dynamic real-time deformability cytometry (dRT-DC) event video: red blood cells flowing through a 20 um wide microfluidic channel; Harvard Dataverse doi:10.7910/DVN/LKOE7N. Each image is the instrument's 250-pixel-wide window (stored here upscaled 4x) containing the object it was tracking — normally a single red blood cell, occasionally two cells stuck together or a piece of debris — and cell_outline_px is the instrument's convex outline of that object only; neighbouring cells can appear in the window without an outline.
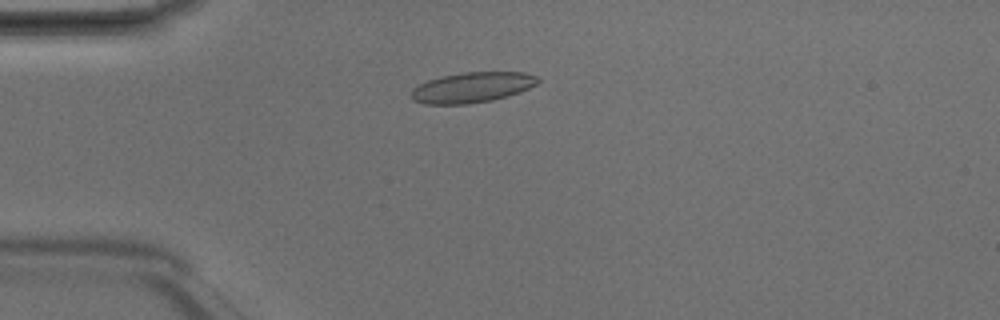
{"species": "Egyptian fruit bat (a non-hibernating species)", "species_latin": "Rousettus aegyptiacus", "temperature_condition": "room temperature", "stored_images_in_passage": 49, "camera_frame_rate_fps": 3000, "um_per_image_px": 0.085, "animal": {"sex": "male"}, "frame": {"image": 1, "passage_image": 13, "time_ms": 4.0, "image_size_px": [1000, 320], "cell_outline_px": [[540, 80], [536, 84], [520, 92], [508, 96], [492, 100], [468, 104], [424, 104], [412, 100], [408, 96], [412, 88], [428, 80], [444, 76], [464, 72], [524, 72], [536, 76]], "centroid_in_image_um": [40.09, 7.44], "position_along_channel_um": 44.9, "area_um2": 22.48}}
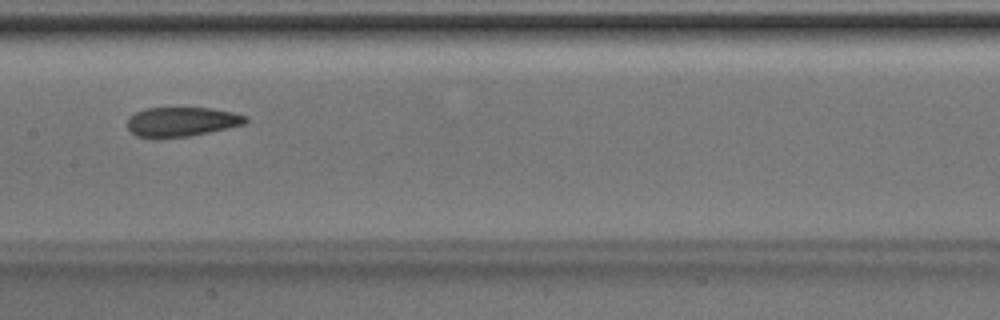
{"frame": {"image": 2, "passage_image": 25, "time_ms": 8.0, "image_size_px": [1000, 320], "cell_outline_px": [[248, 120], [244, 124], [228, 128], [188, 136], [160, 140], [156, 140], [136, 136], [128, 128], [128, 116], [144, 108], [212, 108], [236, 112], [248, 116]], "centroid_in_image_um": [15.42, 10.37], "position_along_channel_um": 192.0, "area_um2": 20.81}}
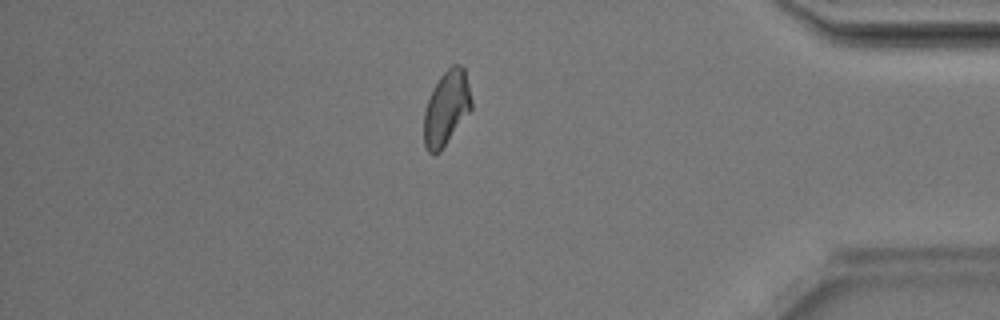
{"frame": {"image": 3, "passage_image": 42, "time_ms": 13.667, "image_size_px": [1000, 320], "cell_outline_px": [[472, 108], [440, 152], [432, 156], [428, 152], [424, 144], [424, 112], [428, 100], [440, 76], [452, 64], [460, 64], [464, 68], [472, 100]], "centroid_in_image_um": [37.94, 9.21], "position_along_channel_um": 397.3, "area_um2": 20.46}, "authors_computed_cell_mechanics": {"area_um2": 21.3282, "velocity_mm_per_s": 4.1824, "shape_relaxation_time_tau1_ms": 7.2832, "shape_relaxation_time_tau2_ms": 2.0392, "deformation_change_tau1": 0.1503, "deformation_change_tau2": 0.0914}}